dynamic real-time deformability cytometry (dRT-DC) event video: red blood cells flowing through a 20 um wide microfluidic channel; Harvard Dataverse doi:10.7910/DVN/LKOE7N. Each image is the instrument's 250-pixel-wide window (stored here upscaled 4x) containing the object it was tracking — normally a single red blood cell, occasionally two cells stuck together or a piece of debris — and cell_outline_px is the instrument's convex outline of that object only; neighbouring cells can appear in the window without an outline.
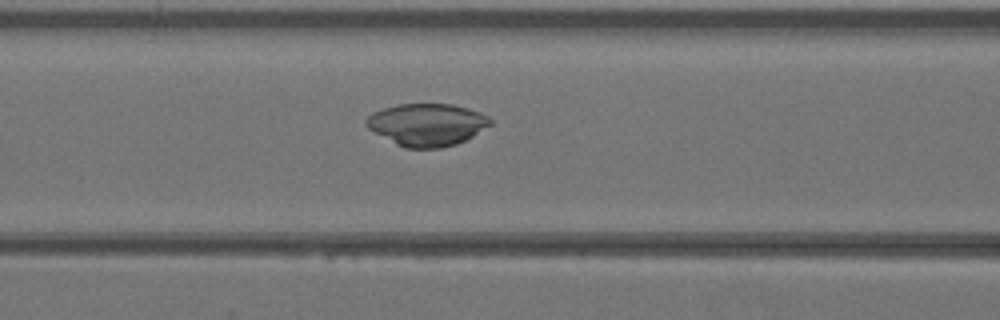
{"species": "Egyptian fruit bat (a non-hibernating species)", "species_latin": "Rousettus aegyptiacus", "temperature_condition": "warm", "stored_images_in_passage": 41, "camera_frame_rate_fps": 3000, "um_per_image_px": 0.085, "animal": {"sex": "female"}, "frame": {"image": 1, "passage_image": 17, "time_ms": 5.333, "image_size_px": [1000, 320], "cell_outline_px": [[492, 124], [472, 136], [456, 144], [440, 148], [404, 148], [396, 144], [368, 128], [364, 124], [364, 120], [372, 112], [384, 108], [400, 104], [452, 104], [468, 108], [480, 112], [488, 116], [492, 120]], "centroid_in_image_um": [36.29, 10.59], "position_along_channel_um": 130.3, "area_um2": 30.58}}
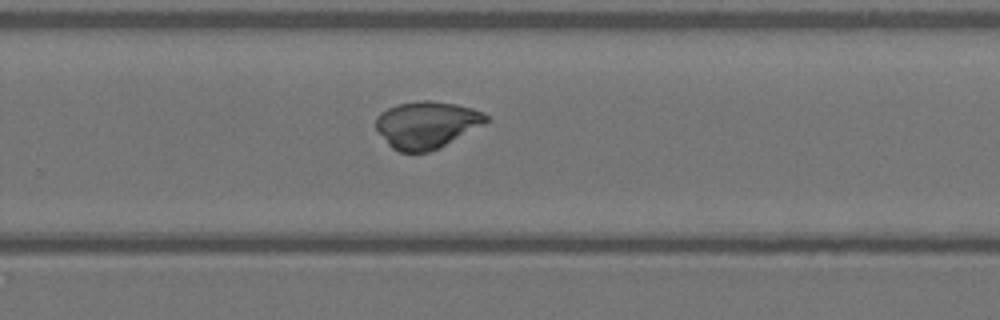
{"frame": {"image": 2, "passage_image": 27, "time_ms": 8.667, "image_size_px": [1000, 320], "cell_outline_px": [[488, 120], [440, 148], [428, 152], [400, 152], [392, 148], [388, 144], [376, 128], [376, 116], [380, 112], [396, 104], [424, 100], [428, 100], [456, 104], [472, 108], [488, 116]], "centroid_in_image_um": [36.21, 10.6], "position_along_channel_um": 293.6, "area_um2": 29.77}}
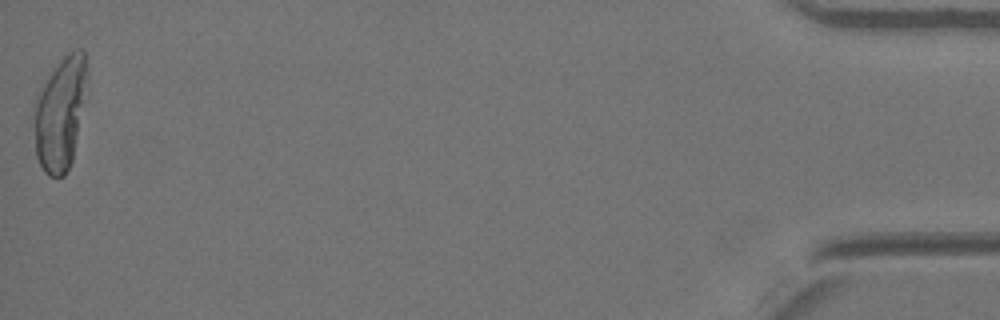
{"frame": {"image": 3, "passage_image": 41, "time_ms": 13.333, "image_size_px": [1000, 320], "cell_outline_px": [[88, 80], [72, 160], [64, 176], [48, 176], [44, 172], [36, 156], [36, 96], [40, 88], [52, 68], [60, 56], [76, 48], [84, 48], [88, 68]], "centroid_in_image_um": [5.16, 9.51], "position_along_channel_um": 430.0, "area_um2": 34.97}}